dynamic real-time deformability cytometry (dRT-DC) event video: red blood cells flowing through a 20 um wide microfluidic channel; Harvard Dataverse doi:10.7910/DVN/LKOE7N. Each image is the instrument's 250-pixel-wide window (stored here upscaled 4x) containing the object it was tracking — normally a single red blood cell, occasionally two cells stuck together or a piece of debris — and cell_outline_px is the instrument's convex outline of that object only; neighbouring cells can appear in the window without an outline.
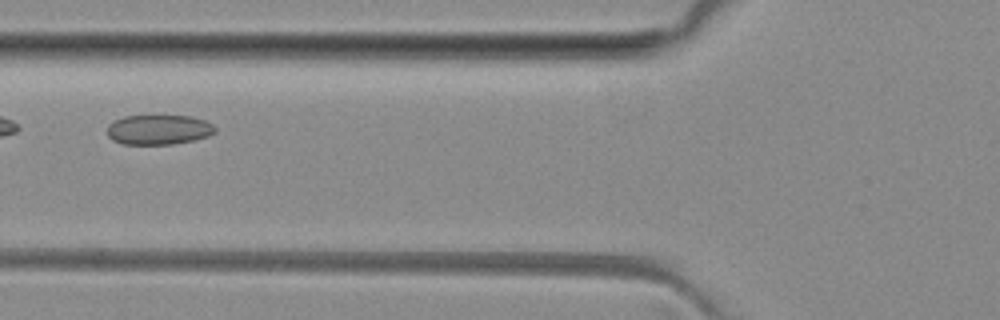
{"species": "common noctule bat (a hibernating species)", "species_latin": "Nyctalus noctula", "temperature_condition": "room temperature", "stored_images_in_passage": 3, "camera_frame_rate_fps": 3000, "um_per_image_px": 0.085, "animal": {"sex": "female", "body_mass_g": 29.2, "forearm_length_mm": 56.3}, "frame": {"image": 1, "passage_image": 3, "time_ms": 2.333, "image_size_px": [1000, 320], "cell_outline_px": [[216, 132], [208, 136], [192, 140], [172, 144], [120, 144], [112, 140], [108, 136], [108, 124], [112, 120], [124, 116], [192, 116], [204, 120], [212, 124], [216, 128]], "centroid_in_image_um": [13.46, 11.02], "position_along_channel_um": 112.3, "area_um2": 18.84}}